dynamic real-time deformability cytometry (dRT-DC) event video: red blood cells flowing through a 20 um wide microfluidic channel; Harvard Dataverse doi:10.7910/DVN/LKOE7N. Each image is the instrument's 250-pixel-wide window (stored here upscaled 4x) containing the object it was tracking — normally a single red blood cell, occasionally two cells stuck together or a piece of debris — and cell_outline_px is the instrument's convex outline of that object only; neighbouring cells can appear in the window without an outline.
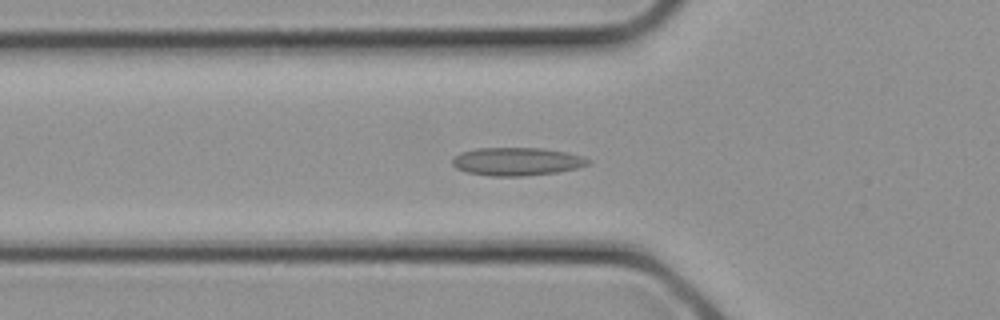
{"species": "common noctule bat (a hibernating species)", "species_latin": "Nyctalus noctula", "temperature_condition": "cold", "stored_images_in_passage": 14, "camera_frame_rate_fps": 3000, "um_per_image_px": 0.085, "animal": {"sex": "female", "body_mass_g": 21.9}, "frame": {"image": 1, "passage_image": 10, "time_ms": 3.0, "image_size_px": [1000, 320], "cell_outline_px": [[592, 160], [588, 164], [576, 168], [556, 172], [524, 176], [488, 176], [468, 172], [456, 168], [452, 164], [452, 156], [460, 152], [476, 148], [544, 148], [568, 152]], "centroid_in_image_um": [43.89, 13.72], "position_along_channel_um": 81.9, "area_um2": 22.31}}
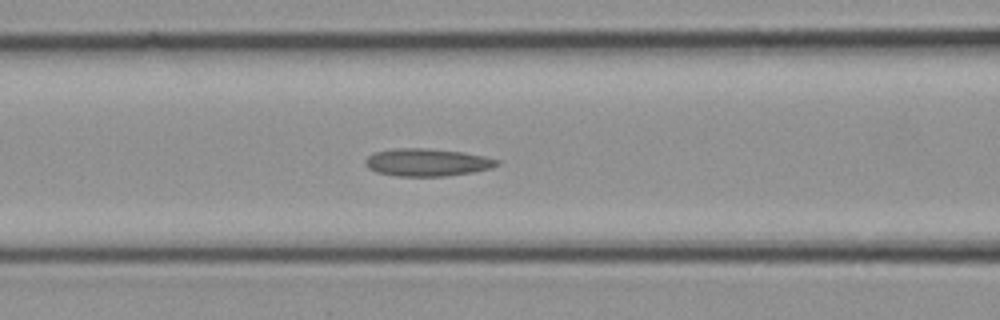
{"frame": {"image": 2, "passage_image": 12, "time_ms": 3.667, "image_size_px": [1000, 320], "cell_outline_px": [[500, 164], [492, 168], [472, 172], [444, 176], [396, 176], [376, 172], [368, 168], [364, 164], [364, 160], [368, 156], [376, 152], [392, 148], [428, 148], [464, 152], [484, 156], [500, 160]], "centroid_in_image_um": [36.3, 13.79], "position_along_channel_um": 130.3, "area_um2": 21.33}}
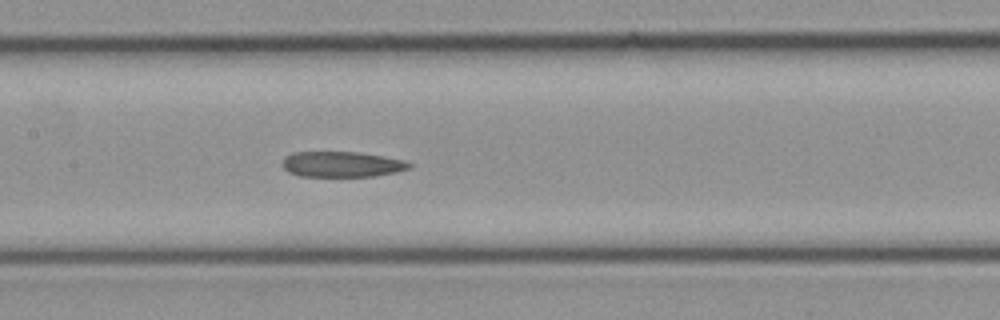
{"frame": {"image": 3, "passage_image": 14, "time_ms": 4.333, "image_size_px": [1000, 320], "cell_outline_px": [[412, 168], [396, 172], [376, 176], [300, 176], [288, 172], [280, 164], [284, 156], [292, 152], [360, 152], [384, 156], [404, 160], [412, 164]], "centroid_in_image_um": [29.04, 13.96], "position_along_channel_um": 178.4, "area_um2": 19.13}}